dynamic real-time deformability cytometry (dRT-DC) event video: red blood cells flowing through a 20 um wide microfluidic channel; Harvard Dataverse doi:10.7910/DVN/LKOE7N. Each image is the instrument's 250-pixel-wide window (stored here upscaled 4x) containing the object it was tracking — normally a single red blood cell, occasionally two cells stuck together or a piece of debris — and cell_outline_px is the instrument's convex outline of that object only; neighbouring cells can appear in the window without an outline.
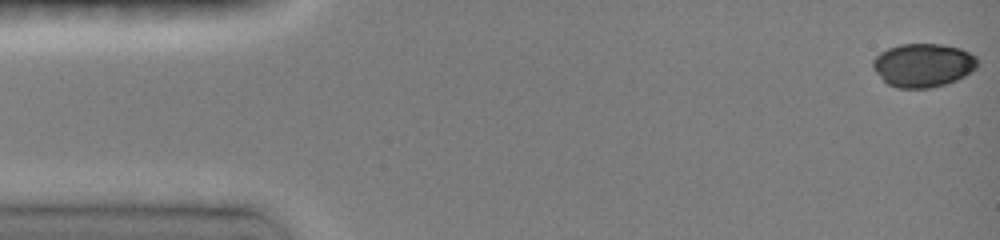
{"species": "common noctule bat (a hibernating species)", "species_latin": "Nyctalus noctula", "temperature_condition": "room temperature", "stored_images_in_passage": 26, "camera_frame_rate_fps": 3000, "um_per_image_px": 0.085, "animal": {"sex": "female", "body_mass_g": 19.0, "forearm_length_mm": 51.5}, "frame": {"image": 1, "passage_image": 1, "time_ms": 0.0, "image_size_px": [1000, 240], "cell_outline_px": [[980, 64], [976, 68], [964, 76], [956, 80], [944, 84], [928, 88], [896, 88], [888, 84], [872, 68], [872, 60], [880, 52], [888, 48], [900, 44], [940, 44], [960, 48], [976, 56]], "centroid_in_image_um": [78.47, 5.53], "position_along_channel_um": 6.5, "area_um2": 26.59}}
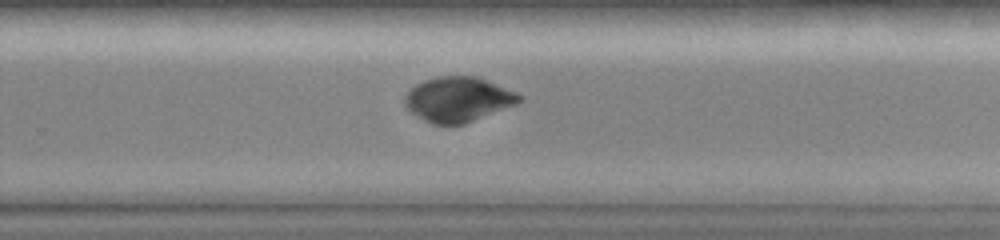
{"frame": {"image": 2, "passage_image": 16, "time_ms": 10.0, "image_size_px": [1000, 240], "cell_outline_px": [[524, 96], [516, 104], [464, 124], [432, 124], [424, 120], [412, 112], [404, 104], [404, 96], [416, 84], [424, 80], [436, 76], [480, 76], [516, 92]], "centroid_in_image_um": [38.95, 8.42], "position_along_channel_um": 290.9, "area_um2": 29.88}}
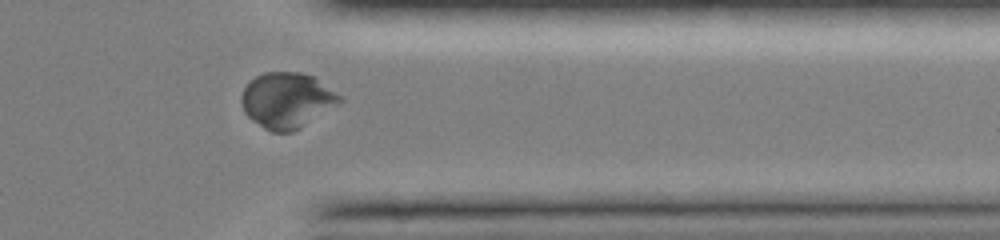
{"frame": {"image": 3, "passage_image": 21, "time_ms": 12.333, "image_size_px": [1000, 240], "cell_outline_px": [[344, 100], [340, 104], [300, 128], [292, 132], [272, 132], [264, 128], [252, 120], [244, 112], [240, 100], [240, 96], [244, 88], [256, 76], [264, 72], [300, 72], [316, 76], [340, 96]], "centroid_in_image_um": [24.4, 8.52], "position_along_channel_um": 387.0, "area_um2": 32.02}}